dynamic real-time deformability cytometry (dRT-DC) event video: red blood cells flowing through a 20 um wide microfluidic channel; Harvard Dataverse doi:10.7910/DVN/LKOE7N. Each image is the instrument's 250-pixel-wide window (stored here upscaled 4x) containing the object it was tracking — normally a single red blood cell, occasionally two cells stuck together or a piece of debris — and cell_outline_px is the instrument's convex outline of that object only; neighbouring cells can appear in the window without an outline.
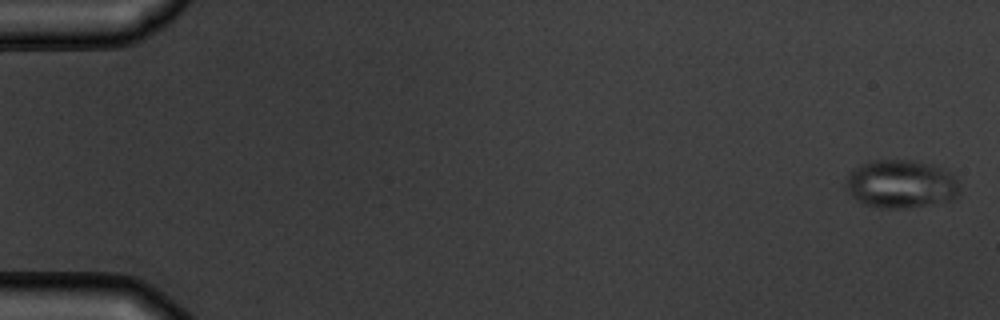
{"species": "common noctule bat (a hibernating species)", "species_latin": "Nyctalus noctula", "temperature_condition": "warm", "stored_images_in_passage": 6, "camera_frame_rate_fps": 3000, "um_per_image_px": 0.085, "animal": {"sex": "male", "body_mass_g": 19.5, "forearm_length_mm": 54.6}, "frame": {"image": 1, "passage_image": 1, "time_ms": 0.0, "image_size_px": [1000, 320], "cell_outline_px": [[960, 192], [952, 200], [904, 208], [880, 208], [864, 204], [852, 196], [848, 188], [848, 172], [852, 168], [860, 164], [872, 160], [908, 160], [932, 164], [948, 172], [960, 184]], "centroid_in_image_um": [76.58, 15.63], "position_along_channel_um": 8.4, "area_um2": 31.73}}